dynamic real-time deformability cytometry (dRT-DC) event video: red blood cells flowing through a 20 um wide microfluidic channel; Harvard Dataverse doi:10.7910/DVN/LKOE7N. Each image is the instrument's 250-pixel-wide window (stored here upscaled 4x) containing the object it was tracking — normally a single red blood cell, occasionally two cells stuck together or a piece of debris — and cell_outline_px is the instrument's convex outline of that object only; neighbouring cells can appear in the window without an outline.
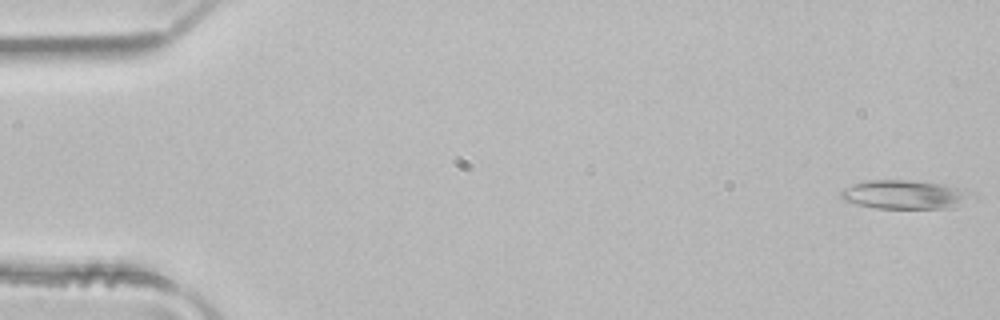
{"species": "common noctule bat (a hibernating species)", "species_latin": "Nyctalus noctula", "temperature_condition": "room temperature", "stored_images_in_passage": 5, "camera_frame_rate_fps": 3000, "um_per_image_px": 0.085, "animal": {"sex": "male", "body_mass_g": 21.5, "forearm_length_mm": 52.0}, "frame": {"image": 1, "passage_image": 1, "time_ms": 0.0, "image_size_px": [1000, 320], "cell_outline_px": [[980, 196], [952, 208], [876, 208], [856, 204], [844, 200], [840, 196], [840, 192], [844, 188], [852, 184], [864, 180], [916, 180], [944, 184], [964, 188]], "centroid_in_image_um": [76.99, 16.53], "position_along_channel_um": 8.0, "area_um2": 22.54}}
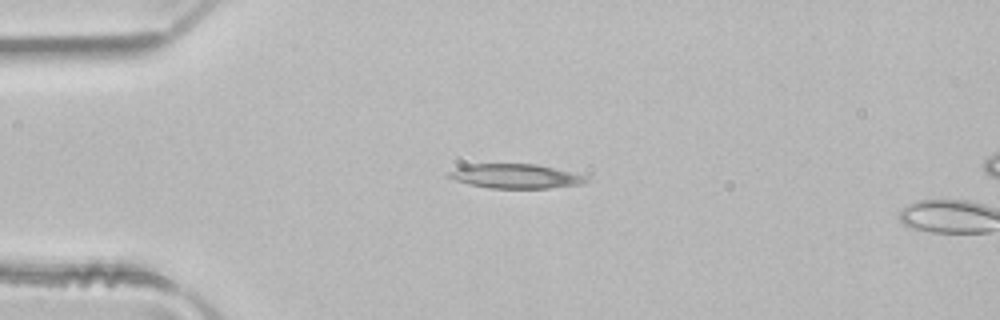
{"frame": {"image": 2, "passage_image": 4, "time_ms": 1.0, "image_size_px": [1000, 320], "cell_outline_px": [[592, 180], [584, 184], [548, 188], [488, 188], [468, 184], [452, 180], [444, 176], [448, 172], [464, 164], [536, 164], [588, 176]], "centroid_in_image_um": [43.79, 14.98], "position_along_channel_um": 41.2, "area_um2": 19.83}}